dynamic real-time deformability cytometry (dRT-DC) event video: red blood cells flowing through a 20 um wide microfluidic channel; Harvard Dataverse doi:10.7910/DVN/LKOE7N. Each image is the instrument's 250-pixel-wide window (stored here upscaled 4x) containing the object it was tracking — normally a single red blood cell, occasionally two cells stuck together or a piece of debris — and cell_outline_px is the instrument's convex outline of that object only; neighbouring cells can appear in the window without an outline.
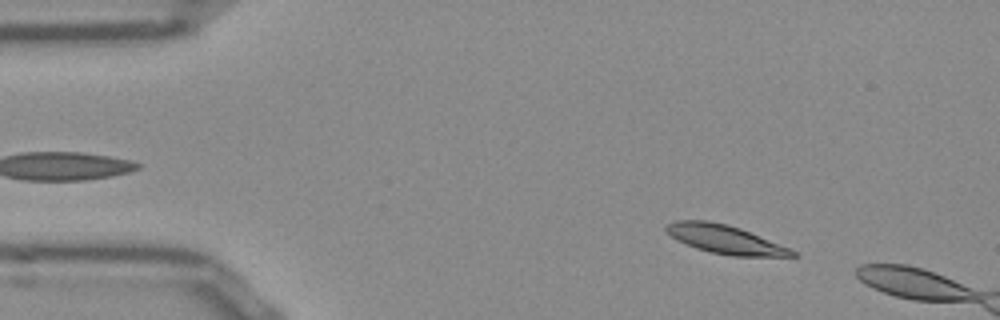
{"species": "Egyptian fruit bat (a non-hibernating species)", "species_latin": "Rousettus aegyptiacus", "temperature_condition": "room temperature", "stored_images_in_passage": 12, "camera_frame_rate_fps": 3000, "um_per_image_px": 0.085, "frame": {"image": 1, "passage_image": 6, "time_ms": 1.667, "image_size_px": [1000, 320], "cell_outline_px": [[800, 256], [732, 256], [712, 252], [696, 248], [676, 240], [664, 228], [668, 224], [676, 220], [708, 220], [728, 224], [740, 228], [788, 248], [796, 252]], "centroid_in_image_um": [61.6, 20.33], "position_along_channel_um": 23.4, "area_um2": 20.69}}